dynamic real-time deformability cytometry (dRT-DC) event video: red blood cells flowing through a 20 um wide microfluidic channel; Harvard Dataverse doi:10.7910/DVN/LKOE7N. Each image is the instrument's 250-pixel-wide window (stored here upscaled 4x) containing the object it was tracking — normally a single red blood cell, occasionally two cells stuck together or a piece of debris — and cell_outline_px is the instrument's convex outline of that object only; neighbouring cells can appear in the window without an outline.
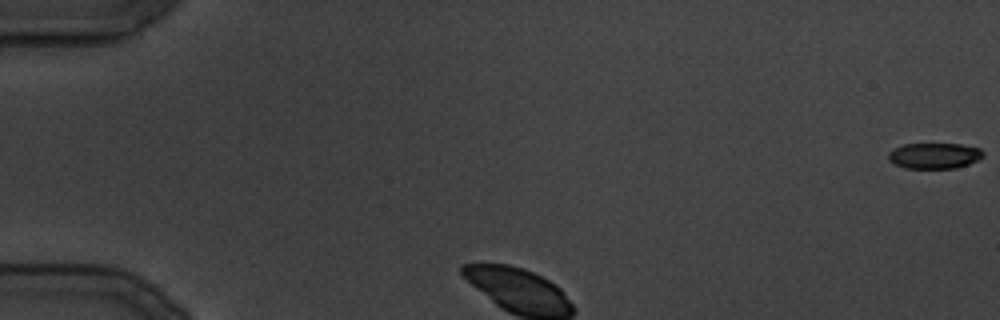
{"species": "common noctule bat (a hibernating species)", "species_latin": "Nyctalus noctula", "temperature_condition": "cold", "stored_images_in_passage": 100, "camera_frame_rate_fps": 3000, "um_per_image_px": 0.085, "animal": {"sex": "male", "body_mass_g": 19.5, "forearm_length_mm": 54.6}, "frame": {"image": 1, "passage_image": 1, "time_ms": 0.0, "image_size_px": [1000, 320], "cell_outline_px": [[984, 156], [968, 164], [956, 168], [904, 168], [888, 160], [888, 152], [904, 144], [960, 144], [980, 148], [984, 152]], "centroid_in_image_um": [79.43, 13.23], "position_along_channel_um": 5.6, "area_um2": 14.16}}